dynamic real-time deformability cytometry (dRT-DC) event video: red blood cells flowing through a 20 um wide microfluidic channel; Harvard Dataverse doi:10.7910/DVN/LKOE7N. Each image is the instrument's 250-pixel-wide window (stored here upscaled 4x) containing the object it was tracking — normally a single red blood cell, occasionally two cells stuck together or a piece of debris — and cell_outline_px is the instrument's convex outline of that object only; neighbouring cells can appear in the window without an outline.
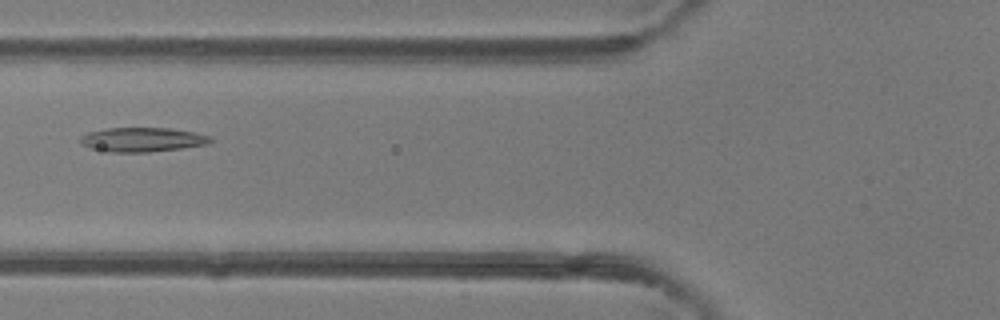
{"species": "common noctule bat (a hibernating species)", "species_latin": "Nyctalus noctula", "temperature_condition": "room temperature", "stored_images_in_passage": 2, "camera_frame_rate_fps": 3000, "um_per_image_px": 0.085, "animal": {"sex": "female"}, "frame": {"image": 1, "passage_image": 2, "time_ms": 0.333, "image_size_px": [1000, 320], "cell_outline_px": [[212, 140], [208, 144], [180, 148], [148, 152], [108, 152], [88, 148], [80, 144], [80, 136], [88, 132], [108, 128], [168, 128], [192, 132], [212, 136]], "centroid_in_image_um": [12.04, 11.87], "position_along_channel_um": 113.8, "area_um2": 18.44}}